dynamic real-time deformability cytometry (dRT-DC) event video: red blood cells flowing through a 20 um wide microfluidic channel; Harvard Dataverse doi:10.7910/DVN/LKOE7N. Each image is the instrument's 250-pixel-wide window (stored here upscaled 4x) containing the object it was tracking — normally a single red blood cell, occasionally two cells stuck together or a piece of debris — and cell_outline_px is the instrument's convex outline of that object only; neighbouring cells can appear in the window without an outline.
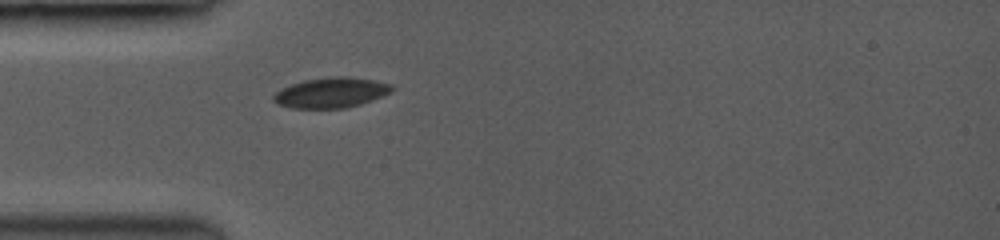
{"species": "common noctule bat (a hibernating species)", "species_latin": "Nyctalus noctula", "temperature_condition": "room temperature", "stored_images_in_passage": 38, "camera_frame_rate_fps": 3500, "um_per_image_px": 0.085, "animal": {"sex": "female", "body_mass_g": 19.0, "forearm_length_mm": 53.3}, "frame": {"image": 1, "passage_image": 1, "time_ms": 0.0, "image_size_px": [1000, 240], "cell_outline_px": [[392, 88], [388, 92], [380, 96], [360, 104], [344, 108], [296, 108], [280, 104], [272, 100], [272, 96], [276, 92], [292, 84], [304, 80], [372, 80], [388, 84]], "centroid_in_image_um": [28.04, 7.94], "position_along_channel_um": 57.0, "area_um2": 19.07}}
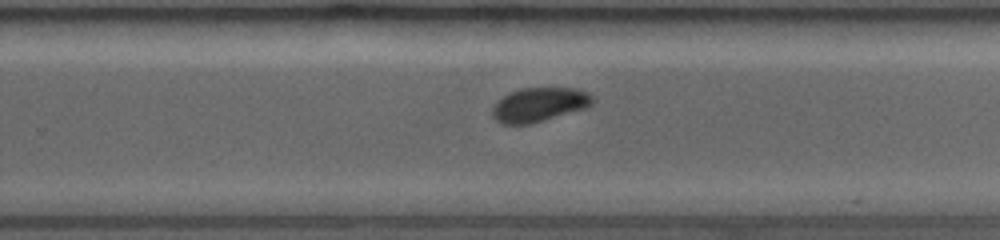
{"frame": {"image": 2, "passage_image": 19, "time_ms": 5.143, "image_size_px": [1000, 240], "cell_outline_px": [[592, 104], [584, 108], [528, 124], [504, 124], [496, 120], [492, 116], [492, 108], [504, 96], [512, 92], [524, 88], [572, 88], [584, 92], [592, 96]], "centroid_in_image_um": [45.8, 8.9], "position_along_channel_um": 284.0, "area_um2": 19.19}}
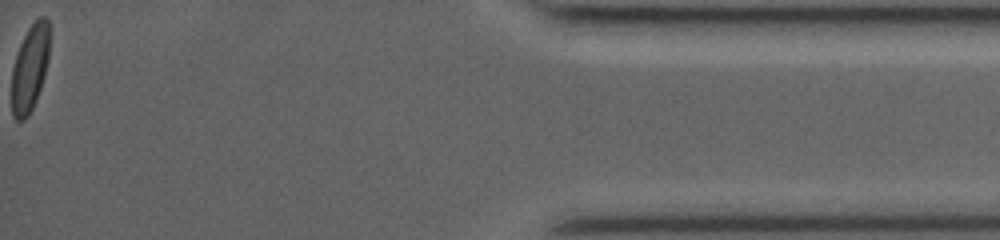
{"frame": {"image": 3, "passage_image": 38, "time_ms": 10.571, "image_size_px": [1000, 240], "cell_outline_px": [[48, 60], [44, 76], [36, 100], [28, 116], [24, 120], [16, 120], [12, 116], [12, 68], [20, 44], [28, 28], [40, 16], [44, 16], [48, 20]], "centroid_in_image_um": [2.52, 5.81], "position_along_channel_um": 432.7, "area_um2": 18.84}, "authors_computed_cell_mechanics": {"area_um2": 19.8543, "velocity_mm_per_s": 4.049, "shape_relaxation_time_tau1_ms": 1.5725, "shape_relaxation_time_tau2_ms": null, "deformation_change_tau1": 0.081, "deformation_change_tau2": null}}